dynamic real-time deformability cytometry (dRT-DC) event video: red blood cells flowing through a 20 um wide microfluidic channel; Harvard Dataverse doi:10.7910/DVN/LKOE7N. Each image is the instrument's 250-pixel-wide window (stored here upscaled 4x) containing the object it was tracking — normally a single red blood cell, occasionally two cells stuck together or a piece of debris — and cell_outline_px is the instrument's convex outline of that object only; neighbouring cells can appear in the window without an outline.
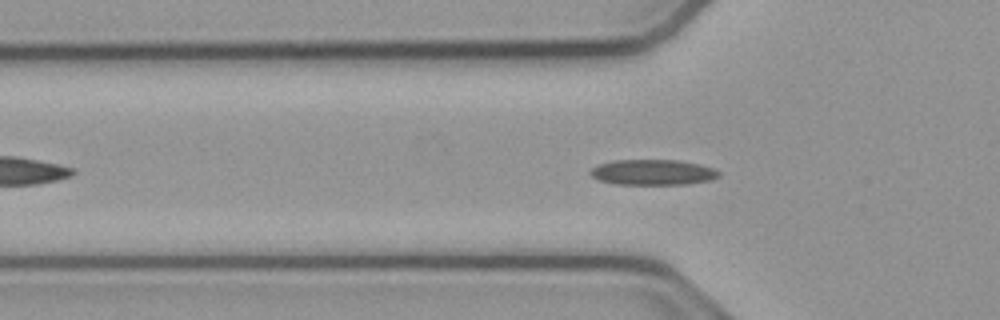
{"species": "common noctule bat (a hibernating species)", "species_latin": "Nyctalus noctula", "temperature_condition": "cold", "stored_images_in_passage": 49, "camera_frame_rate_fps": 3000, "um_per_image_px": 0.085, "animal": {"sex": "male", "body_mass_g": 23.1, "forearm_length_mm": 52.7}, "frame": {"image": 1, "passage_image": 11, "time_ms": 3.333, "image_size_px": [1000, 320], "cell_outline_px": [[720, 176], [712, 180], [688, 184], [616, 184], [600, 180], [592, 176], [588, 172], [592, 168], [600, 164], [616, 160], [680, 160], [700, 164], [712, 168], [720, 172]], "centroid_in_image_um": [55.53, 14.64], "position_along_channel_um": 70.3, "area_um2": 19.07}}
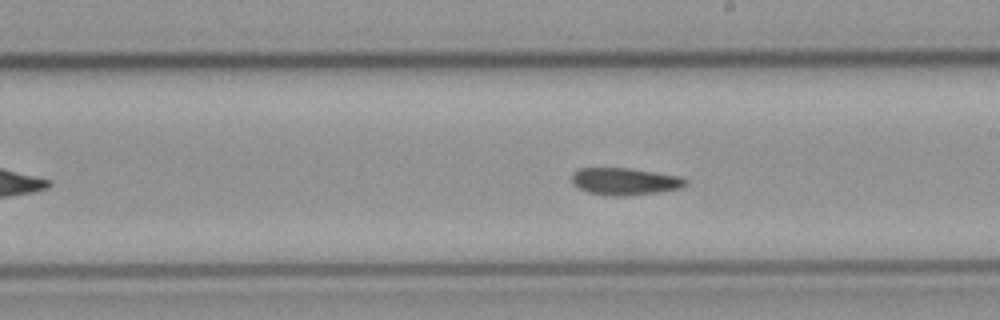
{"frame": {"image": 2, "passage_image": 24, "time_ms": 7.667, "image_size_px": [1000, 320], "cell_outline_px": [[688, 184], [680, 188], [656, 192], [624, 196], [604, 196], [588, 192], [576, 188], [572, 184], [572, 172], [580, 168], [628, 168], [680, 176], [688, 180]], "centroid_in_image_um": [53.07, 15.42], "position_along_channel_um": 235.9, "area_um2": 18.15}}
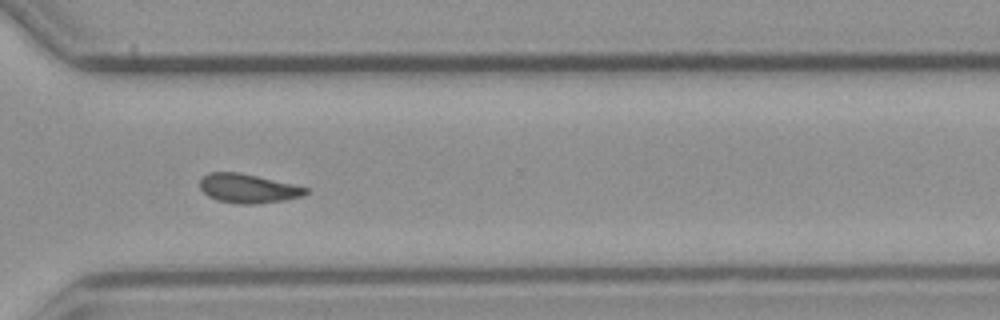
{"frame": {"image": 3, "passage_image": 33, "time_ms": 10.667, "image_size_px": [1000, 320], "cell_outline_px": [[308, 192], [304, 196], [284, 200], [256, 204], [240, 204], [216, 200], [208, 196], [200, 188], [200, 180], [208, 172], [240, 172], [292, 184], [308, 188]], "centroid_in_image_um": [21.07, 16.02], "position_along_channel_um": 349.5, "area_um2": 17.92}}